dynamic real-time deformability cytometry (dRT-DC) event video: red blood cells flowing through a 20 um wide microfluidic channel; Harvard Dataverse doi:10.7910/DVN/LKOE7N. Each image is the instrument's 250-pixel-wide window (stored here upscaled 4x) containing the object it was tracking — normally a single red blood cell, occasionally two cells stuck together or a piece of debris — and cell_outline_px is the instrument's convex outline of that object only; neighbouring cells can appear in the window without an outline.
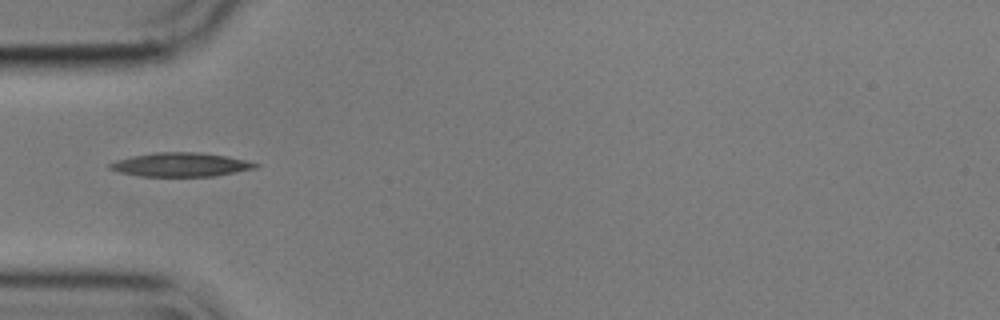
{"species": "common noctule bat (a hibernating species)", "species_latin": "Nyctalus noctula", "temperature_condition": "cold", "stored_images_in_passage": 39, "camera_frame_rate_fps": 3000, "um_per_image_px": 0.085, "animal": {"sex": "male", "body_mass_g": 17.9}, "frame": {"image": 1, "passage_image": 1, "time_ms": 0.0, "image_size_px": [1000, 320], "cell_outline_px": [[260, 164], [256, 168], [212, 176], [140, 176], [120, 172], [108, 168], [108, 164], [116, 160], [132, 156], [156, 152], [200, 152], [228, 156]], "centroid_in_image_um": [15.34, 13.99], "position_along_channel_um": 69.7, "area_um2": 20.11}}
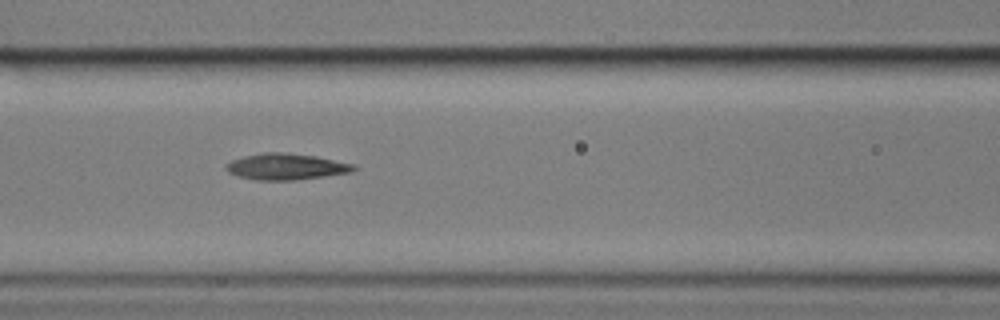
{"frame": {"image": 2, "passage_image": 7, "time_ms": 2.0, "image_size_px": [1000, 320], "cell_outline_px": [[356, 168], [352, 172], [296, 180], [256, 180], [240, 176], [228, 172], [224, 168], [224, 164], [232, 160], [244, 156], [264, 152], [284, 152], [316, 156], [356, 164]], "centroid_in_image_um": [24.32, 14.16], "position_along_channel_um": 142.3, "area_um2": 19.59}}
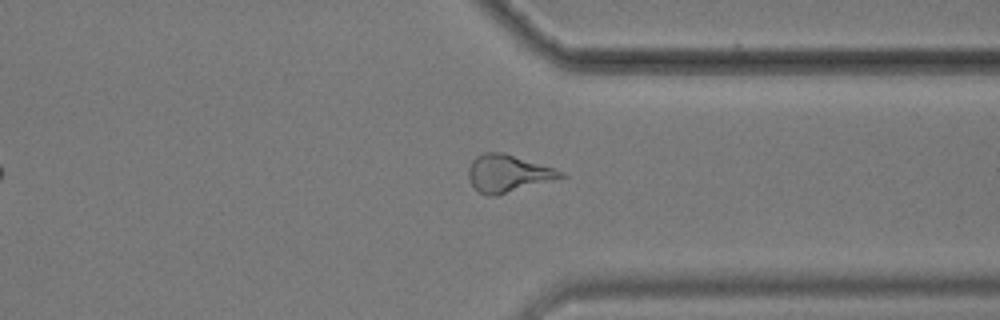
{"frame": {"image": 3, "passage_image": 26, "time_ms": 8.333, "image_size_px": [1000, 320], "cell_outline_px": [[568, 176], [496, 196], [484, 196], [472, 184], [468, 176], [468, 168], [472, 160], [476, 156], [484, 152], [504, 152], [564, 172]], "centroid_in_image_um": [43.16, 14.74], "position_along_channel_um": 368.2, "area_um2": 20.0}, "authors_computed_cell_mechanics": {"area_um2": 19.5364, "velocity_mm_per_s": 3.5814, "shape_relaxation_time_tau1_ms": 7.2072, "shape_relaxation_time_tau2_ms": 6.2975, "deformation_change_tau1": 0.1908, "deformation_change_tau2": 0.1269}}